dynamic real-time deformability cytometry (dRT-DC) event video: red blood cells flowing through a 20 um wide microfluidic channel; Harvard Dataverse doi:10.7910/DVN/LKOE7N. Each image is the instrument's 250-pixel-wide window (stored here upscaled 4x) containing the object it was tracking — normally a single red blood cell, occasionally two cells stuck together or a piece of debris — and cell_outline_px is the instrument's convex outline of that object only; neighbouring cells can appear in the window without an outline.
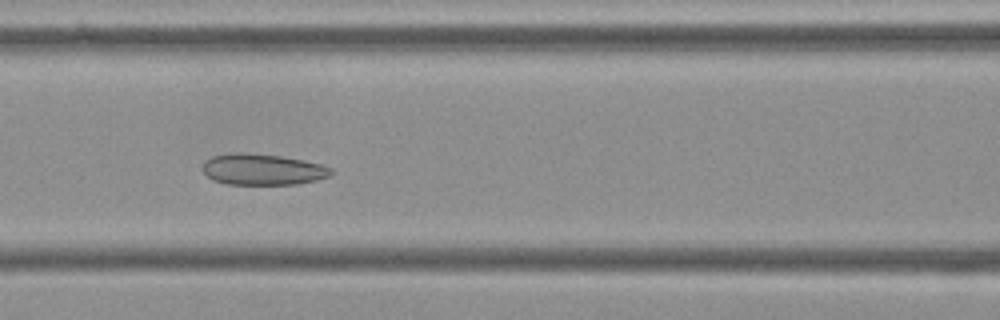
{"species": "Egyptian fruit bat (a non-hibernating species)", "species_latin": "Rousettus aegyptiacus", "temperature_condition": "cold", "stored_images_in_passage": 55, "camera_frame_rate_fps": 3000, "um_per_image_px": 0.085, "frame": {"image": 1, "passage_image": 23, "time_ms": 7.333, "image_size_px": [1000, 320], "cell_outline_px": [[336, 172], [332, 176], [316, 180], [296, 184], [228, 184], [212, 180], [204, 172], [204, 160], [212, 156], [232, 152], [244, 152], [280, 156], [304, 160], [320, 164], [332, 168]], "centroid_in_image_um": [22.35, 14.4], "position_along_channel_um": 144.2, "area_um2": 23.47}}
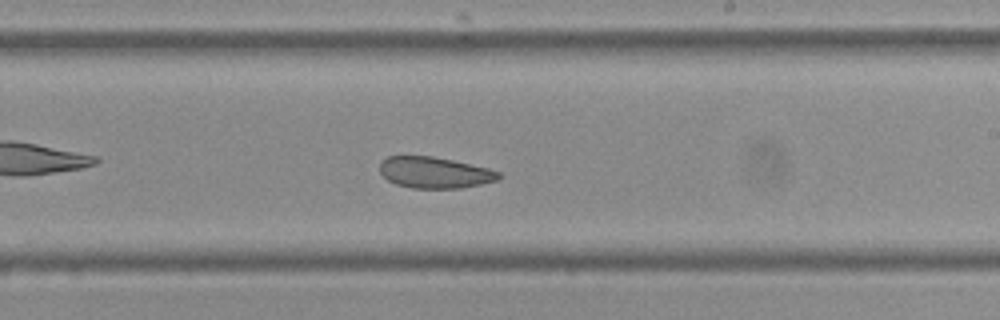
{"frame": {"image": 2, "passage_image": 32, "time_ms": 10.333, "image_size_px": [1000, 320], "cell_outline_px": [[504, 176], [496, 180], [480, 184], [460, 188], [412, 188], [396, 184], [388, 180], [380, 172], [380, 160], [388, 156], [432, 156], [452, 160], [488, 168], [500, 172]], "centroid_in_image_um": [36.94, 14.66], "position_along_channel_um": 252.1, "area_um2": 21.62}}
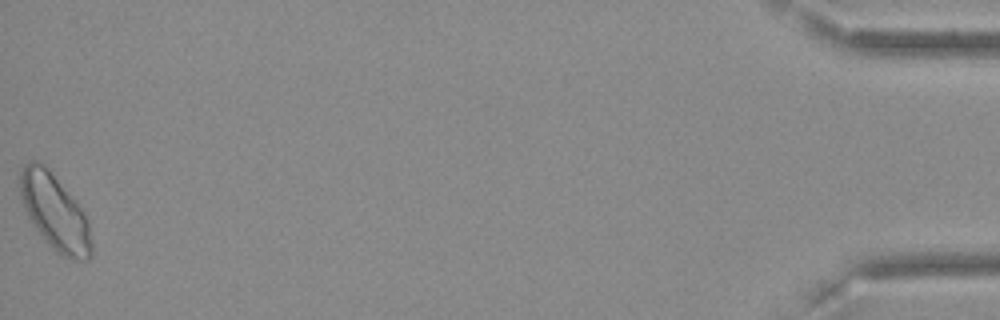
{"frame": {"image": 3, "passage_image": 55, "time_ms": 18.0, "image_size_px": [1000, 320], "cell_outline_px": [[92, 256], [88, 260], [72, 260], [60, 256], [48, 244], [32, 224], [24, 208], [20, 196], [16, 176], [24, 164], [28, 160], [40, 160], [48, 168], [76, 200], [88, 220], [92, 240]], "centroid_in_image_um": [4.63, 18.01], "position_along_channel_um": 430.6, "area_um2": 32.37}, "authors_computed_cell_mechanics": {"area_um2": 25.0274, "velocity_mm_per_s": 3.601, "shape_relaxation_time_tau1_ms": null, "shape_relaxation_time_tau2_ms": 7.81, "deformation_change_tau1": null, "deformation_change_tau2": 0.1286}}